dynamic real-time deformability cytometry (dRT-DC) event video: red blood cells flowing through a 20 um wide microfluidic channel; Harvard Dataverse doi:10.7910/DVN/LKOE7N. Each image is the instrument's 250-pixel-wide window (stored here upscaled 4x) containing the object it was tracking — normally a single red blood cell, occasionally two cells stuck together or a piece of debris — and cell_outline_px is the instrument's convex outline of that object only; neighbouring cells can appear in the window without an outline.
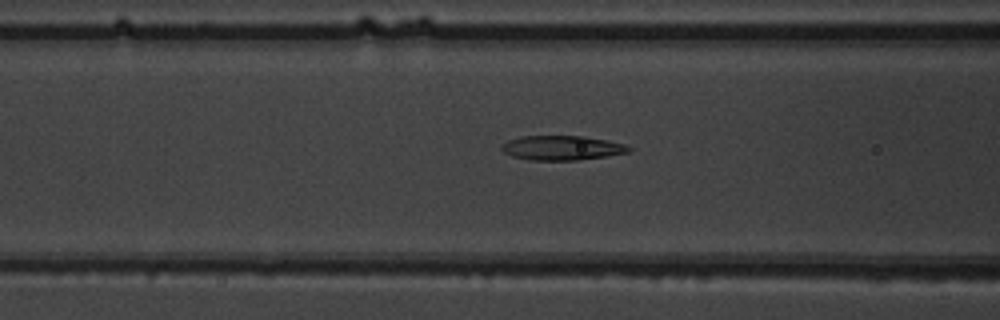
{"species": "common noctule bat (a hibernating species)", "species_latin": "Nyctalus noctula", "temperature_condition": "warm", "stored_images_in_passage": 48, "camera_frame_rate_fps": 3000, "um_per_image_px": 0.085, "animal": {"sex": "male", "body_mass_g": 19.5, "forearm_length_mm": 54.6}, "frame": {"image": 1, "passage_image": 21, "time_ms": 6.667, "image_size_px": [1000, 320], "cell_outline_px": [[632, 148], [628, 152], [608, 156], [576, 160], [532, 160], [512, 156], [504, 152], [500, 148], [500, 144], [508, 140], [520, 136], [584, 136], [624, 144]], "centroid_in_image_um": [47.72, 12.57], "position_along_channel_um": 118.9, "area_um2": 18.09}}
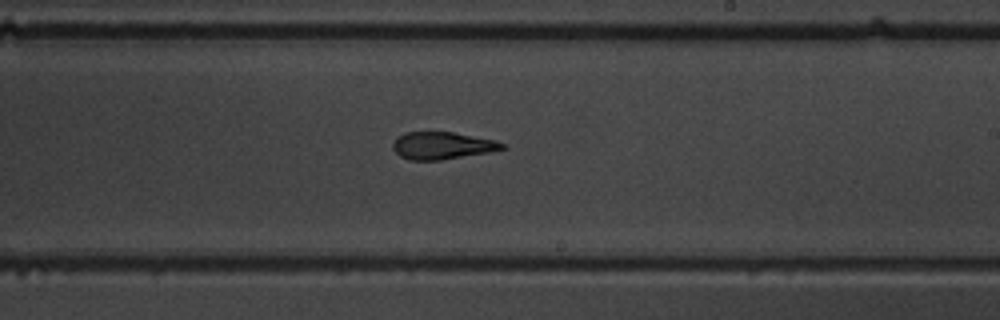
{"frame": {"image": 2, "passage_image": 31, "time_ms": 10.0, "image_size_px": [1000, 320], "cell_outline_px": [[508, 148], [492, 152], [440, 160], [408, 160], [400, 156], [392, 148], [392, 144], [396, 136], [404, 132], [452, 132], [496, 140], [504, 144]], "centroid_in_image_um": [37.59, 12.38], "position_along_channel_um": 251.4, "area_um2": 17.63}}
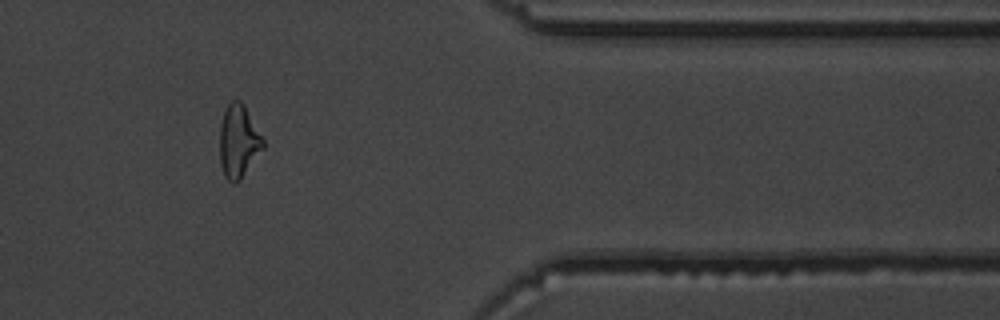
{"frame": {"image": 3, "passage_image": 43, "time_ms": 14.0, "image_size_px": [1000, 320], "cell_outline_px": [[264, 148], [240, 180], [236, 184], [232, 184], [224, 176], [220, 164], [220, 128], [224, 108], [232, 100], [240, 100], [244, 104], [264, 140]], "centroid_in_image_um": [20.27, 12.02], "position_along_channel_um": 391.1, "area_um2": 18.55}}